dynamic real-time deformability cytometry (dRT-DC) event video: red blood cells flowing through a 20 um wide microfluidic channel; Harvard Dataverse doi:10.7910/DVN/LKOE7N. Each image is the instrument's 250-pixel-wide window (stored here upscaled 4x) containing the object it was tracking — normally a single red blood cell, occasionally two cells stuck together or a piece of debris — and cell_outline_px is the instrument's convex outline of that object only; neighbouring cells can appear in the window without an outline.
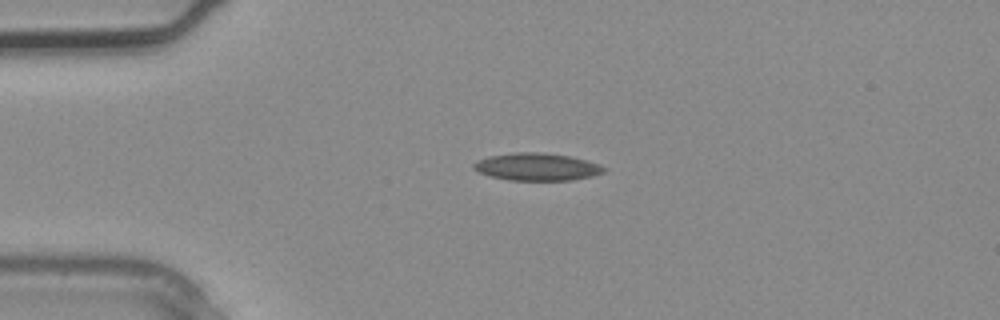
{"species": "common noctule bat (a hibernating species)", "species_latin": "Nyctalus noctula", "temperature_condition": "warm", "stored_images_in_passage": 2, "camera_frame_rate_fps": 3000, "um_per_image_px": 0.085, "animal": {"sex": "male", "body_mass_g": 20.4}, "frame": {"image": 1, "passage_image": 1, "time_ms": 0.0, "image_size_px": [1000, 320], "cell_outline_px": [[608, 168], [604, 172], [592, 176], [572, 180], [508, 180], [488, 176], [472, 168], [472, 164], [476, 160], [488, 156], [516, 152], [544, 152], [572, 156], [588, 160], [600, 164]], "centroid_in_image_um": [45.65, 14.17], "position_along_channel_um": 39.4, "area_um2": 21.21}}
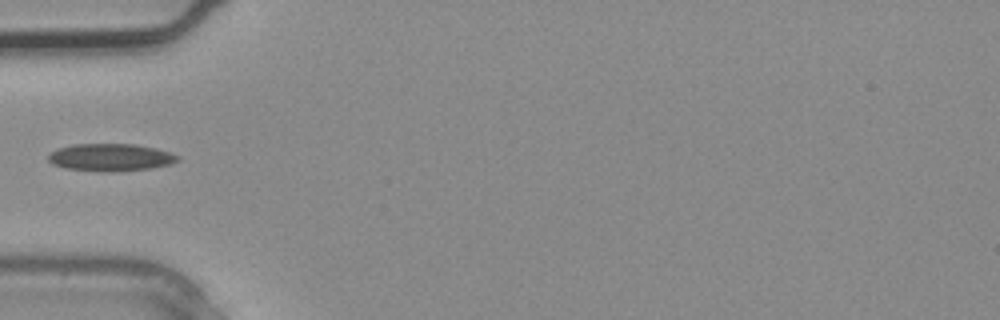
{"frame": {"image": 2, "passage_image": 2, "time_ms": 0.333, "image_size_px": [1000, 320], "cell_outline_px": [[180, 160], [172, 164], [152, 168], [116, 172], [100, 172], [64, 168], [52, 164], [48, 160], [48, 156], [52, 152], [60, 148], [72, 144], [136, 144], [156, 148], [180, 156]], "centroid_in_image_um": [9.43, 13.39], "position_along_channel_um": 75.6, "area_um2": 20.92}}